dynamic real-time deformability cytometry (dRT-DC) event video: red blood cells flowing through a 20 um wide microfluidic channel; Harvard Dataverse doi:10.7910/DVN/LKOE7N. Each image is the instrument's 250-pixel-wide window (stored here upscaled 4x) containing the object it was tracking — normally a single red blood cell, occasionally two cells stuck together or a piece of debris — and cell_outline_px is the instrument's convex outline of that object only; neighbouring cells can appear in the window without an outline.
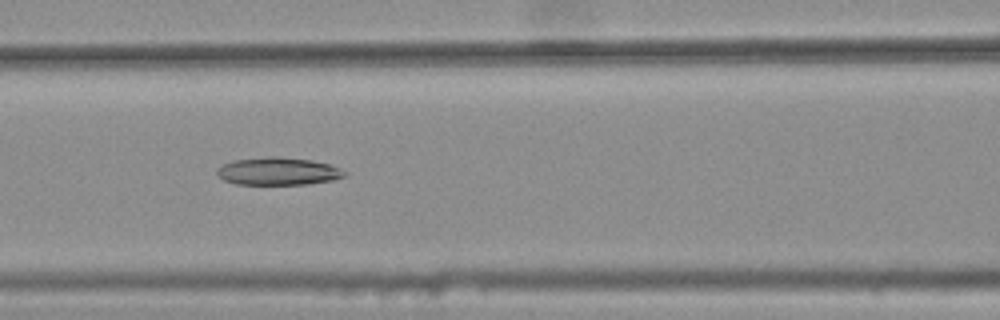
{"species": "common noctule bat (a hibernating species)", "species_latin": "Nyctalus noctula", "temperature_condition": "warm", "stored_images_in_passage": 43, "camera_frame_rate_fps": 3000, "um_per_image_px": 0.085, "animal": {"sex": "female", "body_mass_g": 25.1}, "frame": {"image": 1, "passage_image": 22, "time_ms": 7.0, "image_size_px": [1000, 320], "cell_outline_px": [[348, 176], [332, 180], [308, 184], [236, 184], [224, 180], [216, 172], [216, 168], [220, 164], [232, 160], [268, 156], [276, 156], [312, 160], [328, 164], [340, 168], [348, 172]], "centroid_in_image_um": [23.64, 14.55], "position_along_channel_um": 143.0, "area_um2": 20.81}}
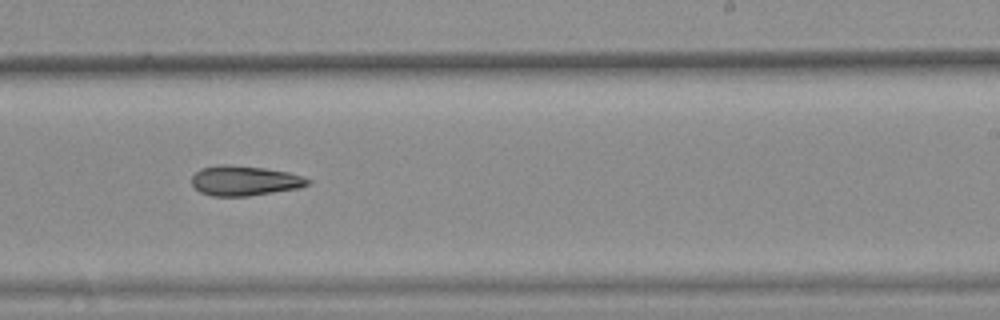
{"frame": {"image": 2, "passage_image": 32, "time_ms": 10.333, "image_size_px": [1000, 320], "cell_outline_px": [[312, 184], [300, 188], [248, 196], [212, 196], [200, 192], [192, 184], [192, 176], [200, 168], [220, 164], [228, 164], [264, 168], [288, 172], [312, 180]], "centroid_in_image_um": [20.8, 15.36], "position_along_channel_um": 268.2, "area_um2": 20.35}}
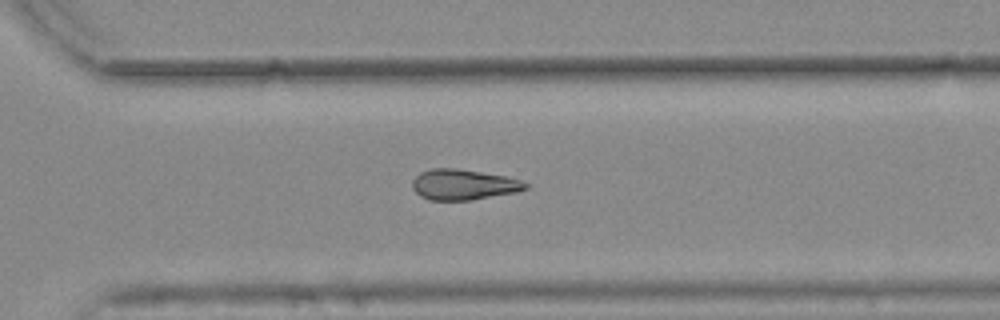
{"frame": {"image": 3, "passage_image": 37, "time_ms": 12.0, "image_size_px": [1000, 320], "cell_outline_px": [[532, 184], [528, 188], [516, 192], [472, 200], [428, 200], [420, 196], [412, 188], [412, 180], [420, 172], [432, 168], [456, 168], [508, 176]], "centroid_in_image_um": [39.42, 15.69], "position_along_channel_um": 331.2, "area_um2": 20.4}}